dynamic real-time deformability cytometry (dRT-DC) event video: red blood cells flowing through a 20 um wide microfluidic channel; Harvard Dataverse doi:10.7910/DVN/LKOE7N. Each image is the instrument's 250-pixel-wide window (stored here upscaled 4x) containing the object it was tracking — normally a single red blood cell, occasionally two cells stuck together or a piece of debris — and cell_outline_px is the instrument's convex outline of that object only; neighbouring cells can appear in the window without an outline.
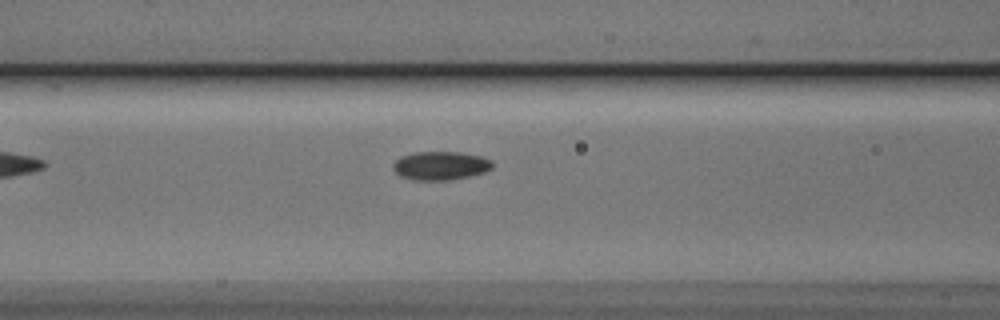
{"species": "Egyptian fruit bat (a non-hibernating species)", "species_latin": "Rousettus aegyptiacus", "temperature_condition": "cold", "stored_images_in_passage": 37, "camera_frame_rate_fps": 3000, "um_per_image_px": 0.085, "animal": {"sex": "male"}, "frame": {"image": 1, "passage_image": 6, "time_ms": 1.667, "image_size_px": [1000, 320], "cell_outline_px": [[492, 168], [484, 172], [468, 176], [448, 180], [416, 180], [400, 176], [392, 168], [392, 164], [400, 156], [416, 152], [460, 152], [480, 156], [492, 160]], "centroid_in_image_um": [37.42, 14.07], "position_along_channel_um": 129.2, "area_um2": 16.47}}
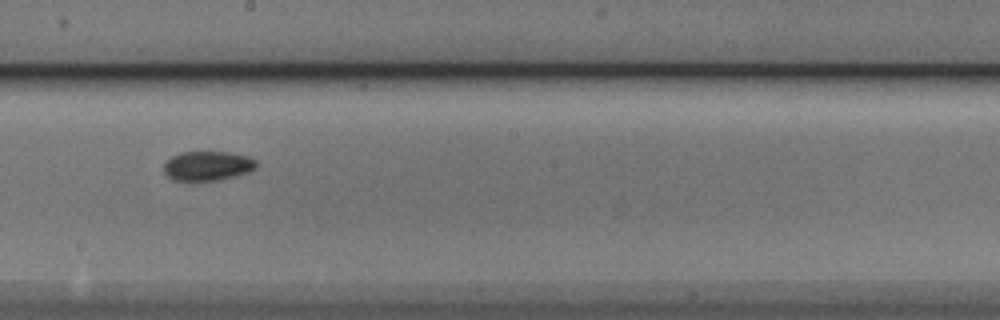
{"frame": {"image": 2, "passage_image": 14, "time_ms": 4.333, "image_size_px": [1000, 320], "cell_outline_px": [[260, 164], [256, 168], [248, 172], [236, 176], [220, 180], [192, 184], [172, 180], [164, 172], [164, 164], [172, 156], [180, 152], [228, 152], [248, 156], [256, 160]], "centroid_in_image_um": [17.64, 14.15], "position_along_channel_um": 230.6, "area_um2": 16.65}}
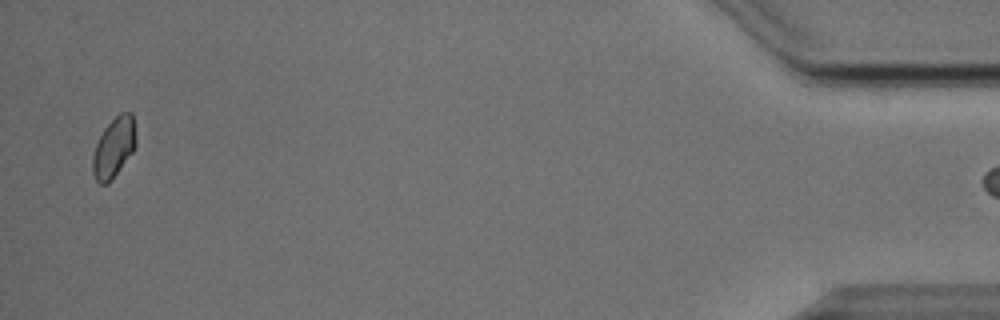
{"frame": {"image": 3, "passage_image": 36, "time_ms": 11.667, "image_size_px": [1000, 320], "cell_outline_px": [[136, 144], [132, 152], [112, 180], [108, 184], [100, 184], [96, 180], [92, 172], [92, 156], [96, 144], [104, 128], [120, 112], [132, 112], [136, 140]], "centroid_in_image_um": [9.66, 12.55], "position_along_channel_um": 425.5, "area_um2": 15.09}}